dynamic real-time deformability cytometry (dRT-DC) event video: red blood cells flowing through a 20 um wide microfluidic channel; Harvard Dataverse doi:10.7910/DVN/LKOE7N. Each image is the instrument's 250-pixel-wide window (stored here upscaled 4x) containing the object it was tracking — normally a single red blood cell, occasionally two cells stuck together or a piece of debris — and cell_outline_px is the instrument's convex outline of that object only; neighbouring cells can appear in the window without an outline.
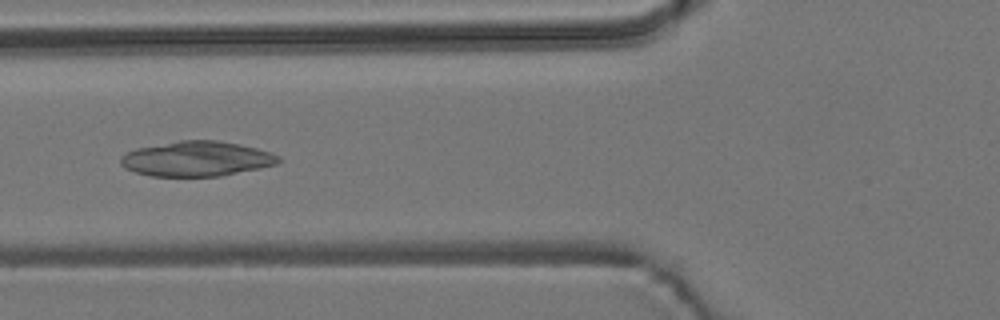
{"species": "common noctule bat (a hibernating species)", "species_latin": "Nyctalus noctula", "temperature_condition": "room temperature", "stored_images_in_passage": 7, "camera_frame_rate_fps": 3000, "um_per_image_px": 0.085, "animal": {"sex": "male", "body_mass_g": 19.2, "forearm_length_mm": 51.8}, "frame": {"image": 1, "passage_image": 5, "time_ms": 4.667, "image_size_px": [1000, 320], "cell_outline_px": [[280, 160], [276, 164], [260, 168], [220, 176], [152, 176], [136, 172], [124, 168], [120, 164], [120, 156], [136, 148], [180, 140], [220, 140], [240, 144], [256, 148], [280, 156]], "centroid_in_image_um": [16.69, 13.49], "position_along_channel_um": 109.1, "area_um2": 32.14}}
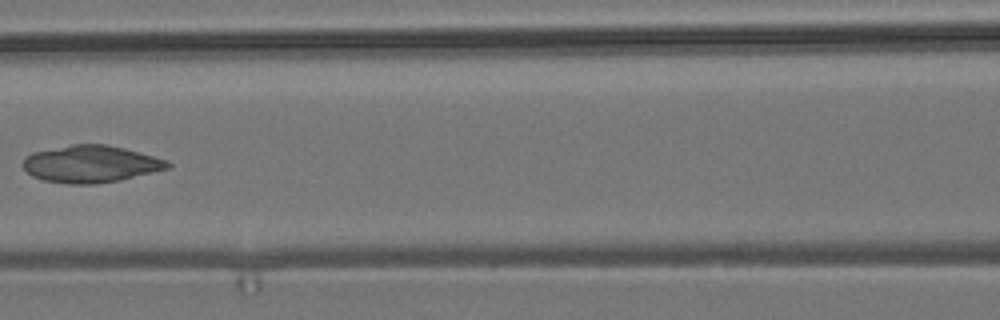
{"frame": {"image": 2, "passage_image": 6, "time_ms": 6.0, "image_size_px": [1000, 320], "cell_outline_px": [[172, 164], [168, 168], [120, 180], [96, 184], [68, 184], [44, 180], [32, 176], [24, 168], [24, 156], [32, 152], [72, 144], [108, 144], [124, 148], [168, 160]], "centroid_in_image_um": [7.7, 13.93], "position_along_channel_um": 158.9, "area_um2": 31.21}}
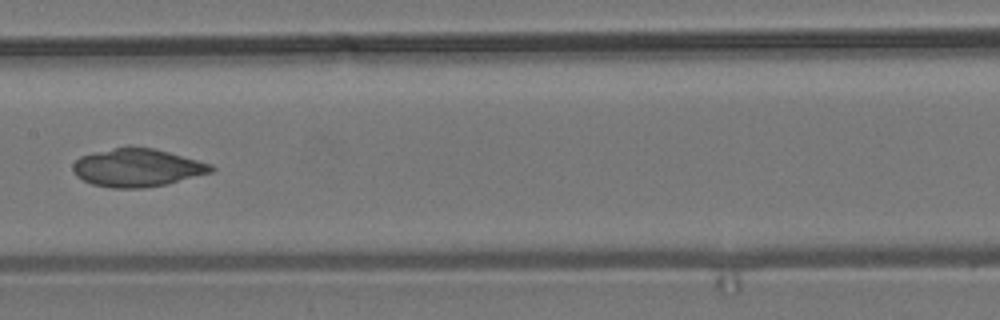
{"frame": {"image": 3, "passage_image": 7, "time_ms": 7.0, "image_size_px": [1000, 320], "cell_outline_px": [[216, 168], [212, 172], [164, 184], [144, 188], [112, 188], [92, 184], [76, 176], [72, 168], [72, 164], [80, 156], [92, 152], [112, 148], [156, 148], [212, 164]], "centroid_in_image_um": [11.65, 14.25], "position_along_channel_um": 195.8, "area_um2": 30.4}}